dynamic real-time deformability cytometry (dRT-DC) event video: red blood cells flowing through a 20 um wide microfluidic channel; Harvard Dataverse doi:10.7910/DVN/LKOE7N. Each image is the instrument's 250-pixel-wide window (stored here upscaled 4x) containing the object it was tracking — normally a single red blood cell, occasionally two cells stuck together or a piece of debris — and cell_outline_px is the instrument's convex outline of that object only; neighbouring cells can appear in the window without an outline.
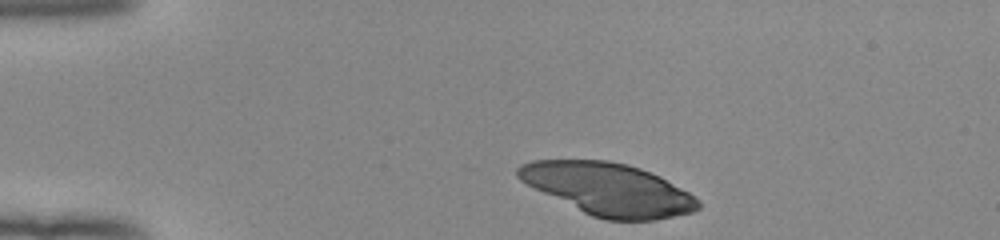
{"species": "human", "species_latin": "Homo sapiens", "temperature_condition": "room temperature", "stored_images_in_passage": 36, "camera_frame_rate_fps": 3000, "um_per_image_px": 0.085, "donor": {"sex": "female"}, "frame": {"image": 1, "passage_image": 1, "time_ms": 0.0, "image_size_px": [1000, 240], "cell_outline_px": [[700, 208], [692, 212], [656, 220], [604, 220], [592, 216], [520, 180], [516, 176], [516, 168], [520, 164], [532, 160], [608, 160], [628, 164], [640, 168], [660, 176], [688, 192], [700, 200]], "centroid_in_image_um": [51.73, 16.07], "position_along_channel_um": 33.3, "area_um2": 54.45}}